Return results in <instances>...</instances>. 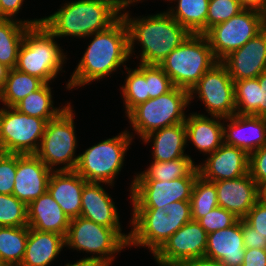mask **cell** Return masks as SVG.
Returning <instances> with one entry per match:
<instances>
[{"label":"cell","instance_id":"cell-1","mask_svg":"<svg viewBox=\"0 0 266 266\" xmlns=\"http://www.w3.org/2000/svg\"><path fill=\"white\" fill-rule=\"evenodd\" d=\"M88 37L92 41L66 85L68 90L109 77L130 58L128 29L122 16L107 29Z\"/></svg>","mask_w":266,"mask_h":266},{"label":"cell","instance_id":"cell-2","mask_svg":"<svg viewBox=\"0 0 266 266\" xmlns=\"http://www.w3.org/2000/svg\"><path fill=\"white\" fill-rule=\"evenodd\" d=\"M121 16L128 29L129 56L134 54V44H140L139 63L144 65H159L191 34L167 11L143 18H131L125 11Z\"/></svg>","mask_w":266,"mask_h":266},{"label":"cell","instance_id":"cell-3","mask_svg":"<svg viewBox=\"0 0 266 266\" xmlns=\"http://www.w3.org/2000/svg\"><path fill=\"white\" fill-rule=\"evenodd\" d=\"M121 17L110 2L104 0H75L65 3L50 16L41 18L57 38H86L103 31Z\"/></svg>","mask_w":266,"mask_h":266},{"label":"cell","instance_id":"cell-4","mask_svg":"<svg viewBox=\"0 0 266 266\" xmlns=\"http://www.w3.org/2000/svg\"><path fill=\"white\" fill-rule=\"evenodd\" d=\"M55 38L56 36L43 23L29 26L20 46L15 68L38 77L44 83L52 82L67 59Z\"/></svg>","mask_w":266,"mask_h":266},{"label":"cell","instance_id":"cell-5","mask_svg":"<svg viewBox=\"0 0 266 266\" xmlns=\"http://www.w3.org/2000/svg\"><path fill=\"white\" fill-rule=\"evenodd\" d=\"M219 61L204 34H190L159 64L174 87L190 90Z\"/></svg>","mask_w":266,"mask_h":266},{"label":"cell","instance_id":"cell-6","mask_svg":"<svg viewBox=\"0 0 266 266\" xmlns=\"http://www.w3.org/2000/svg\"><path fill=\"white\" fill-rule=\"evenodd\" d=\"M67 246L92 254L81 260L92 262L96 266H109L114 261L116 253L126 248L128 242L114 228L79 216L70 220L65 237V247Z\"/></svg>","mask_w":266,"mask_h":266},{"label":"cell","instance_id":"cell-7","mask_svg":"<svg viewBox=\"0 0 266 266\" xmlns=\"http://www.w3.org/2000/svg\"><path fill=\"white\" fill-rule=\"evenodd\" d=\"M188 105L189 91L174 87L168 93L137 105L126 117L132 130L142 139L153 131L184 123L187 116L185 108Z\"/></svg>","mask_w":266,"mask_h":266},{"label":"cell","instance_id":"cell-8","mask_svg":"<svg viewBox=\"0 0 266 266\" xmlns=\"http://www.w3.org/2000/svg\"><path fill=\"white\" fill-rule=\"evenodd\" d=\"M133 134L124 130L113 138L87 148L79 159L75 171L87 182H101L112 186L118 176Z\"/></svg>","mask_w":266,"mask_h":266},{"label":"cell","instance_id":"cell-9","mask_svg":"<svg viewBox=\"0 0 266 266\" xmlns=\"http://www.w3.org/2000/svg\"><path fill=\"white\" fill-rule=\"evenodd\" d=\"M71 104L55 119L47 122L40 146L35 155L52 171H75L77 138L74 111ZM63 165L59 167L58 165ZM58 166V168H55ZM55 168V169H54Z\"/></svg>","mask_w":266,"mask_h":266},{"label":"cell","instance_id":"cell-10","mask_svg":"<svg viewBox=\"0 0 266 266\" xmlns=\"http://www.w3.org/2000/svg\"><path fill=\"white\" fill-rule=\"evenodd\" d=\"M266 27V15L244 9L239 14L210 28L204 35L215 58L222 61L234 50L241 48Z\"/></svg>","mask_w":266,"mask_h":266},{"label":"cell","instance_id":"cell-11","mask_svg":"<svg viewBox=\"0 0 266 266\" xmlns=\"http://www.w3.org/2000/svg\"><path fill=\"white\" fill-rule=\"evenodd\" d=\"M47 121L21 113L14 107L0 109V150L3 153L35 154Z\"/></svg>","mask_w":266,"mask_h":266},{"label":"cell","instance_id":"cell-12","mask_svg":"<svg viewBox=\"0 0 266 266\" xmlns=\"http://www.w3.org/2000/svg\"><path fill=\"white\" fill-rule=\"evenodd\" d=\"M165 207L133 208L129 246L147 247L154 255L178 229L192 220H173Z\"/></svg>","mask_w":266,"mask_h":266},{"label":"cell","instance_id":"cell-13","mask_svg":"<svg viewBox=\"0 0 266 266\" xmlns=\"http://www.w3.org/2000/svg\"><path fill=\"white\" fill-rule=\"evenodd\" d=\"M195 93L209 115L225 118L236 114L234 81L221 61L206 71L189 90V102Z\"/></svg>","mask_w":266,"mask_h":266},{"label":"cell","instance_id":"cell-14","mask_svg":"<svg viewBox=\"0 0 266 266\" xmlns=\"http://www.w3.org/2000/svg\"><path fill=\"white\" fill-rule=\"evenodd\" d=\"M197 177H181L171 181L133 180L130 199L133 208H160L175 201H190Z\"/></svg>","mask_w":266,"mask_h":266},{"label":"cell","instance_id":"cell-15","mask_svg":"<svg viewBox=\"0 0 266 266\" xmlns=\"http://www.w3.org/2000/svg\"><path fill=\"white\" fill-rule=\"evenodd\" d=\"M206 246V231L192 220L170 236L153 256L158 266H176L187 259L204 257Z\"/></svg>","mask_w":266,"mask_h":266},{"label":"cell","instance_id":"cell-16","mask_svg":"<svg viewBox=\"0 0 266 266\" xmlns=\"http://www.w3.org/2000/svg\"><path fill=\"white\" fill-rule=\"evenodd\" d=\"M208 155L203 164L197 165L199 175L205 180H231L249 173V155L238 147L223 143Z\"/></svg>","mask_w":266,"mask_h":266},{"label":"cell","instance_id":"cell-17","mask_svg":"<svg viewBox=\"0 0 266 266\" xmlns=\"http://www.w3.org/2000/svg\"><path fill=\"white\" fill-rule=\"evenodd\" d=\"M221 62L234 82L258 77L266 70V27Z\"/></svg>","mask_w":266,"mask_h":266},{"label":"cell","instance_id":"cell-18","mask_svg":"<svg viewBox=\"0 0 266 266\" xmlns=\"http://www.w3.org/2000/svg\"><path fill=\"white\" fill-rule=\"evenodd\" d=\"M52 172L35 154H17L13 195L28 206L47 191Z\"/></svg>","mask_w":266,"mask_h":266},{"label":"cell","instance_id":"cell-19","mask_svg":"<svg viewBox=\"0 0 266 266\" xmlns=\"http://www.w3.org/2000/svg\"><path fill=\"white\" fill-rule=\"evenodd\" d=\"M220 207L243 219L254 204L263 196V190L250 173L231 180L214 182Z\"/></svg>","mask_w":266,"mask_h":266},{"label":"cell","instance_id":"cell-20","mask_svg":"<svg viewBox=\"0 0 266 266\" xmlns=\"http://www.w3.org/2000/svg\"><path fill=\"white\" fill-rule=\"evenodd\" d=\"M117 206L101 182H86L81 195L80 216L105 227L114 228L127 242L130 233L122 232Z\"/></svg>","mask_w":266,"mask_h":266},{"label":"cell","instance_id":"cell-21","mask_svg":"<svg viewBox=\"0 0 266 266\" xmlns=\"http://www.w3.org/2000/svg\"><path fill=\"white\" fill-rule=\"evenodd\" d=\"M224 120L228 122L226 125L223 121L224 144L248 155L266 144V117L234 114Z\"/></svg>","mask_w":266,"mask_h":266},{"label":"cell","instance_id":"cell-22","mask_svg":"<svg viewBox=\"0 0 266 266\" xmlns=\"http://www.w3.org/2000/svg\"><path fill=\"white\" fill-rule=\"evenodd\" d=\"M244 254L242 219L229 228L207 234L205 257L218 260L224 266H242Z\"/></svg>","mask_w":266,"mask_h":266},{"label":"cell","instance_id":"cell-23","mask_svg":"<svg viewBox=\"0 0 266 266\" xmlns=\"http://www.w3.org/2000/svg\"><path fill=\"white\" fill-rule=\"evenodd\" d=\"M87 181L76 171H53L47 191L71 219L81 214V195Z\"/></svg>","mask_w":266,"mask_h":266},{"label":"cell","instance_id":"cell-24","mask_svg":"<svg viewBox=\"0 0 266 266\" xmlns=\"http://www.w3.org/2000/svg\"><path fill=\"white\" fill-rule=\"evenodd\" d=\"M28 227L66 237L70 218L48 191L27 206Z\"/></svg>","mask_w":266,"mask_h":266},{"label":"cell","instance_id":"cell-25","mask_svg":"<svg viewBox=\"0 0 266 266\" xmlns=\"http://www.w3.org/2000/svg\"><path fill=\"white\" fill-rule=\"evenodd\" d=\"M212 118V119H211ZM223 117L205 116L200 113H191L184 122L187 142L208 156L215 152L223 143Z\"/></svg>","mask_w":266,"mask_h":266},{"label":"cell","instance_id":"cell-26","mask_svg":"<svg viewBox=\"0 0 266 266\" xmlns=\"http://www.w3.org/2000/svg\"><path fill=\"white\" fill-rule=\"evenodd\" d=\"M142 141L145 144L153 142L152 155L154 161L168 162L184 156H190L186 153L184 154L185 145H188L184 123L153 131L142 138Z\"/></svg>","mask_w":266,"mask_h":266},{"label":"cell","instance_id":"cell-27","mask_svg":"<svg viewBox=\"0 0 266 266\" xmlns=\"http://www.w3.org/2000/svg\"><path fill=\"white\" fill-rule=\"evenodd\" d=\"M65 247V237L58 233L29 228L25 254L21 264L24 266H48Z\"/></svg>","mask_w":266,"mask_h":266},{"label":"cell","instance_id":"cell-28","mask_svg":"<svg viewBox=\"0 0 266 266\" xmlns=\"http://www.w3.org/2000/svg\"><path fill=\"white\" fill-rule=\"evenodd\" d=\"M39 23L41 18L24 21L17 18L0 20V63L10 69L16 67L19 49L28 27Z\"/></svg>","mask_w":266,"mask_h":266},{"label":"cell","instance_id":"cell-29","mask_svg":"<svg viewBox=\"0 0 266 266\" xmlns=\"http://www.w3.org/2000/svg\"><path fill=\"white\" fill-rule=\"evenodd\" d=\"M197 165L190 156H184L168 162L152 161L143 172L134 176L133 180L171 181L181 177H197Z\"/></svg>","mask_w":266,"mask_h":266},{"label":"cell","instance_id":"cell-30","mask_svg":"<svg viewBox=\"0 0 266 266\" xmlns=\"http://www.w3.org/2000/svg\"><path fill=\"white\" fill-rule=\"evenodd\" d=\"M168 1V0H167ZM177 1L176 8L166 10L173 19L192 34L206 33V17L209 0H169Z\"/></svg>","mask_w":266,"mask_h":266},{"label":"cell","instance_id":"cell-31","mask_svg":"<svg viewBox=\"0 0 266 266\" xmlns=\"http://www.w3.org/2000/svg\"><path fill=\"white\" fill-rule=\"evenodd\" d=\"M50 83H44L39 89L28 94L14 108L28 116L49 120L58 117L71 103L67 106L54 107L52 100V91Z\"/></svg>","mask_w":266,"mask_h":266},{"label":"cell","instance_id":"cell-32","mask_svg":"<svg viewBox=\"0 0 266 266\" xmlns=\"http://www.w3.org/2000/svg\"><path fill=\"white\" fill-rule=\"evenodd\" d=\"M44 82L36 76L10 69L3 90L0 92V102L6 107H14L28 94L39 89Z\"/></svg>","mask_w":266,"mask_h":266},{"label":"cell","instance_id":"cell-33","mask_svg":"<svg viewBox=\"0 0 266 266\" xmlns=\"http://www.w3.org/2000/svg\"><path fill=\"white\" fill-rule=\"evenodd\" d=\"M29 235V227H0V261L21 264Z\"/></svg>","mask_w":266,"mask_h":266},{"label":"cell","instance_id":"cell-34","mask_svg":"<svg viewBox=\"0 0 266 266\" xmlns=\"http://www.w3.org/2000/svg\"><path fill=\"white\" fill-rule=\"evenodd\" d=\"M127 70L125 85L121 87L123 103L125 104L126 115L137 105L149 99L146 78L144 76V64L139 63L135 69L124 66Z\"/></svg>","mask_w":266,"mask_h":266},{"label":"cell","instance_id":"cell-35","mask_svg":"<svg viewBox=\"0 0 266 266\" xmlns=\"http://www.w3.org/2000/svg\"><path fill=\"white\" fill-rule=\"evenodd\" d=\"M190 204L193 221H198L219 206L215 183L198 175L193 184Z\"/></svg>","mask_w":266,"mask_h":266},{"label":"cell","instance_id":"cell-36","mask_svg":"<svg viewBox=\"0 0 266 266\" xmlns=\"http://www.w3.org/2000/svg\"><path fill=\"white\" fill-rule=\"evenodd\" d=\"M236 114L259 116V80L242 79L234 82Z\"/></svg>","mask_w":266,"mask_h":266},{"label":"cell","instance_id":"cell-37","mask_svg":"<svg viewBox=\"0 0 266 266\" xmlns=\"http://www.w3.org/2000/svg\"><path fill=\"white\" fill-rule=\"evenodd\" d=\"M28 225L27 205L13 194H0V227Z\"/></svg>","mask_w":266,"mask_h":266},{"label":"cell","instance_id":"cell-38","mask_svg":"<svg viewBox=\"0 0 266 266\" xmlns=\"http://www.w3.org/2000/svg\"><path fill=\"white\" fill-rule=\"evenodd\" d=\"M244 10L239 0H209L206 32Z\"/></svg>","mask_w":266,"mask_h":266},{"label":"cell","instance_id":"cell-39","mask_svg":"<svg viewBox=\"0 0 266 266\" xmlns=\"http://www.w3.org/2000/svg\"><path fill=\"white\" fill-rule=\"evenodd\" d=\"M144 76L149 99L159 97L174 88L171 79L159 65H144Z\"/></svg>","mask_w":266,"mask_h":266},{"label":"cell","instance_id":"cell-40","mask_svg":"<svg viewBox=\"0 0 266 266\" xmlns=\"http://www.w3.org/2000/svg\"><path fill=\"white\" fill-rule=\"evenodd\" d=\"M239 220L232 212L217 206L200 218L197 222L203 227L207 234L217 230L226 229Z\"/></svg>","mask_w":266,"mask_h":266},{"label":"cell","instance_id":"cell-41","mask_svg":"<svg viewBox=\"0 0 266 266\" xmlns=\"http://www.w3.org/2000/svg\"><path fill=\"white\" fill-rule=\"evenodd\" d=\"M17 169V154H0V194H13Z\"/></svg>","mask_w":266,"mask_h":266},{"label":"cell","instance_id":"cell-42","mask_svg":"<svg viewBox=\"0 0 266 266\" xmlns=\"http://www.w3.org/2000/svg\"><path fill=\"white\" fill-rule=\"evenodd\" d=\"M249 173L257 185L266 188V144L249 155Z\"/></svg>","mask_w":266,"mask_h":266},{"label":"cell","instance_id":"cell-43","mask_svg":"<svg viewBox=\"0 0 266 266\" xmlns=\"http://www.w3.org/2000/svg\"><path fill=\"white\" fill-rule=\"evenodd\" d=\"M243 220L261 236H266V196H262Z\"/></svg>","mask_w":266,"mask_h":266},{"label":"cell","instance_id":"cell-44","mask_svg":"<svg viewBox=\"0 0 266 266\" xmlns=\"http://www.w3.org/2000/svg\"><path fill=\"white\" fill-rule=\"evenodd\" d=\"M164 207L165 214L173 220H192L190 201H175L166 204Z\"/></svg>","mask_w":266,"mask_h":266},{"label":"cell","instance_id":"cell-45","mask_svg":"<svg viewBox=\"0 0 266 266\" xmlns=\"http://www.w3.org/2000/svg\"><path fill=\"white\" fill-rule=\"evenodd\" d=\"M242 233L245 248H259L266 250V236L257 234L256 230L250 227L243 219Z\"/></svg>","mask_w":266,"mask_h":266},{"label":"cell","instance_id":"cell-46","mask_svg":"<svg viewBox=\"0 0 266 266\" xmlns=\"http://www.w3.org/2000/svg\"><path fill=\"white\" fill-rule=\"evenodd\" d=\"M242 266H266V250L245 248Z\"/></svg>","mask_w":266,"mask_h":266},{"label":"cell","instance_id":"cell-47","mask_svg":"<svg viewBox=\"0 0 266 266\" xmlns=\"http://www.w3.org/2000/svg\"><path fill=\"white\" fill-rule=\"evenodd\" d=\"M24 0H0V12L4 19H15ZM15 17V18H14Z\"/></svg>","mask_w":266,"mask_h":266},{"label":"cell","instance_id":"cell-48","mask_svg":"<svg viewBox=\"0 0 266 266\" xmlns=\"http://www.w3.org/2000/svg\"><path fill=\"white\" fill-rule=\"evenodd\" d=\"M259 80V116L266 117V70L258 76Z\"/></svg>","mask_w":266,"mask_h":266},{"label":"cell","instance_id":"cell-49","mask_svg":"<svg viewBox=\"0 0 266 266\" xmlns=\"http://www.w3.org/2000/svg\"><path fill=\"white\" fill-rule=\"evenodd\" d=\"M176 266H224L220 261L207 257H197L179 262Z\"/></svg>","mask_w":266,"mask_h":266},{"label":"cell","instance_id":"cell-50","mask_svg":"<svg viewBox=\"0 0 266 266\" xmlns=\"http://www.w3.org/2000/svg\"><path fill=\"white\" fill-rule=\"evenodd\" d=\"M244 9H252L266 15V0H239Z\"/></svg>","mask_w":266,"mask_h":266},{"label":"cell","instance_id":"cell-51","mask_svg":"<svg viewBox=\"0 0 266 266\" xmlns=\"http://www.w3.org/2000/svg\"><path fill=\"white\" fill-rule=\"evenodd\" d=\"M107 2H110L118 11H126L127 7H129L131 4H134L135 2H138L140 0H104Z\"/></svg>","mask_w":266,"mask_h":266},{"label":"cell","instance_id":"cell-52","mask_svg":"<svg viewBox=\"0 0 266 266\" xmlns=\"http://www.w3.org/2000/svg\"><path fill=\"white\" fill-rule=\"evenodd\" d=\"M10 68L0 63V92L3 90Z\"/></svg>","mask_w":266,"mask_h":266},{"label":"cell","instance_id":"cell-53","mask_svg":"<svg viewBox=\"0 0 266 266\" xmlns=\"http://www.w3.org/2000/svg\"><path fill=\"white\" fill-rule=\"evenodd\" d=\"M64 266H96L94 263L85 261V260H77L75 263H67Z\"/></svg>","mask_w":266,"mask_h":266},{"label":"cell","instance_id":"cell-54","mask_svg":"<svg viewBox=\"0 0 266 266\" xmlns=\"http://www.w3.org/2000/svg\"><path fill=\"white\" fill-rule=\"evenodd\" d=\"M0 266H24L23 264L2 263Z\"/></svg>","mask_w":266,"mask_h":266},{"label":"cell","instance_id":"cell-55","mask_svg":"<svg viewBox=\"0 0 266 266\" xmlns=\"http://www.w3.org/2000/svg\"><path fill=\"white\" fill-rule=\"evenodd\" d=\"M263 195L266 196V188L263 190Z\"/></svg>","mask_w":266,"mask_h":266},{"label":"cell","instance_id":"cell-56","mask_svg":"<svg viewBox=\"0 0 266 266\" xmlns=\"http://www.w3.org/2000/svg\"><path fill=\"white\" fill-rule=\"evenodd\" d=\"M2 19H4V18L2 17L1 12H0V20H2Z\"/></svg>","mask_w":266,"mask_h":266}]
</instances>
